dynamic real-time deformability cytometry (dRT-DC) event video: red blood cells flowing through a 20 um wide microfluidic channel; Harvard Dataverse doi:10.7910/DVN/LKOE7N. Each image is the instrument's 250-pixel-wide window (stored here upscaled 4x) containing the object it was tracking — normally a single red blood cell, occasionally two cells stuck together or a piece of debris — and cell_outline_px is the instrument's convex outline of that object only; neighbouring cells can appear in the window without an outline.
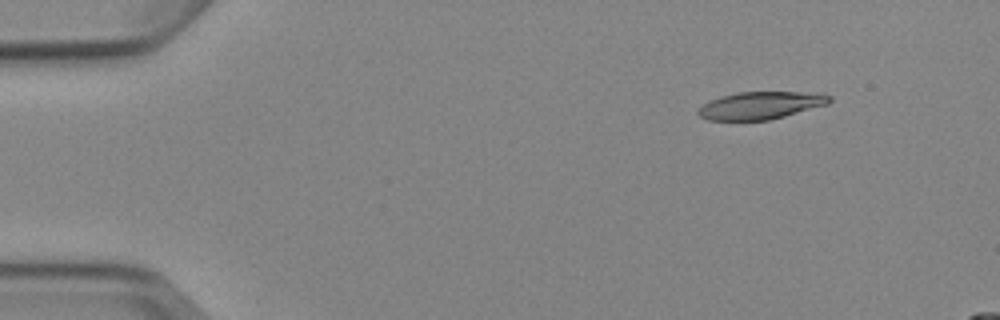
{"species": "Egyptian fruit bat (a non-hibernating species)", "species_latin": "Rousettus aegyptiacus", "temperature_condition": "cold", "stored_images_in_passage": 4, "camera_frame_rate_fps": 3000, "um_per_image_px": 0.085, "animal": {"sex": "female"}, "frame": {"image": 1, "passage_image": 2, "time_ms": 1.333, "image_size_px": [1000, 320], "cell_outline_px": [[832, 100], [828, 104], [784, 116], [768, 120], [708, 120], [700, 116], [696, 112], [704, 104], [720, 96], [736, 92], [824, 92], [832, 96]], "centroid_in_image_um": [64.71, 8.94], "position_along_channel_um": 20.3, "area_um2": 21.1}}